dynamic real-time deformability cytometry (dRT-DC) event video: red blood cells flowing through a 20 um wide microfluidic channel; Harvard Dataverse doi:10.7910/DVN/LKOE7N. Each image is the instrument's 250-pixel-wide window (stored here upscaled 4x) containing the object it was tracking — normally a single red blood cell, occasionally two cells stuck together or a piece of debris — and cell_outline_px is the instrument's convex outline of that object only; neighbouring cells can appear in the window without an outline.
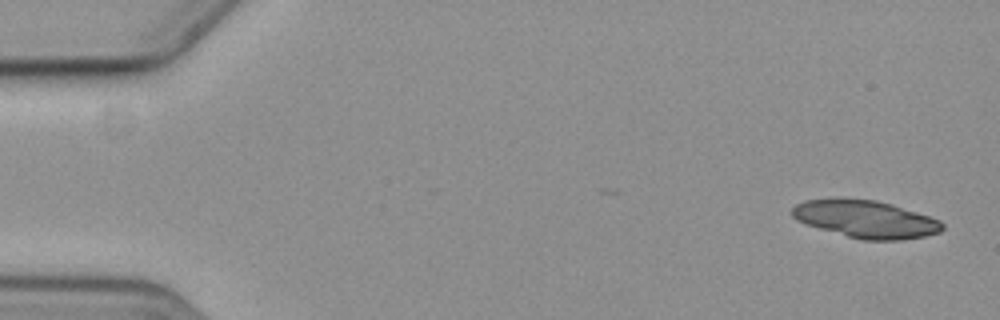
{"species": "common noctule bat (a hibernating species)", "species_latin": "Nyctalus noctula", "temperature_condition": "cold", "stored_images_in_passage": 3, "camera_frame_rate_fps": 3000, "um_per_image_px": 0.085, "animal": {"sex": "female", "body_mass_g": 19.3, "forearm_length_mm": 54.1}, "frame": {"image": 1, "passage_image": 1, "time_ms": 0.0, "image_size_px": [1000, 320], "cell_outline_px": [[944, 228], [940, 232], [924, 236], [900, 240], [860, 240], [820, 228], [796, 220], [792, 216], [792, 208], [796, 204], [804, 200], [876, 200], [928, 216], [940, 220], [944, 224]], "centroid_in_image_um": [73.61, 18.66], "position_along_channel_um": 11.4, "area_um2": 31.96}}